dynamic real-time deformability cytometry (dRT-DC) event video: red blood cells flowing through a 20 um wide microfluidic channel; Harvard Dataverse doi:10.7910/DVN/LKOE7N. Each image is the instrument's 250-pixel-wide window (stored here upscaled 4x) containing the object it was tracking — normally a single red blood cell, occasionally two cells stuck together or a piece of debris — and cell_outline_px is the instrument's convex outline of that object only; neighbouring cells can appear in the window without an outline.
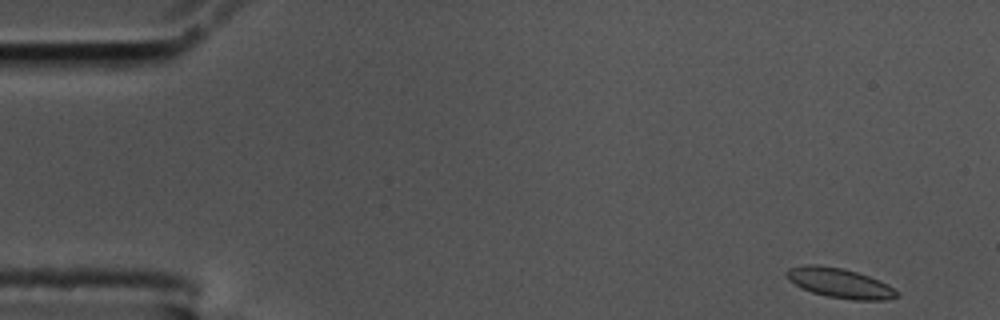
{"species": "common noctule bat (a hibernating species)", "species_latin": "Nyctalus noctula", "temperature_condition": "cold", "stored_images_in_passage": 56, "camera_frame_rate_fps": 3000, "um_per_image_px": 0.085, "animal": {"sex": "male", "body_mass_g": 17.5, "forearm_length_mm": 52.3}, "frame": {"image": 1, "passage_image": 1, "time_ms": 0.0, "image_size_px": [1000, 320], "cell_outline_px": [[900, 296], [884, 300], [852, 300], [828, 296], [812, 292], [788, 280], [784, 272], [788, 268], [804, 264], [816, 264], [844, 268], [880, 280], [888, 284], [900, 292]], "centroid_in_image_um": [71.4, 24.05], "position_along_channel_um": 13.6, "area_um2": 19.25}}
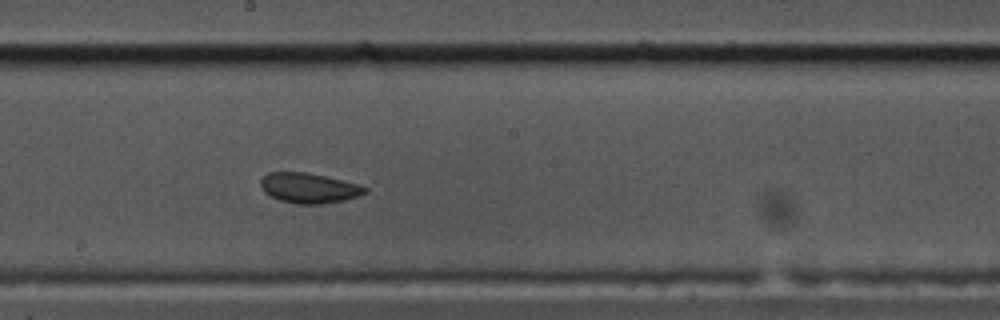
{"frame": {"image": 2, "passage_image": 29, "time_ms": 9.333, "image_size_px": [1000, 320], "cell_outline_px": [[368, 192], [360, 196], [344, 200], [320, 204], [296, 204], [280, 200], [264, 192], [260, 188], [260, 180], [268, 172], [304, 172], [324, 176], [356, 184], [368, 188]], "centroid_in_image_um": [26.24, 15.99], "position_along_channel_um": 222.0, "area_um2": 18.21}}
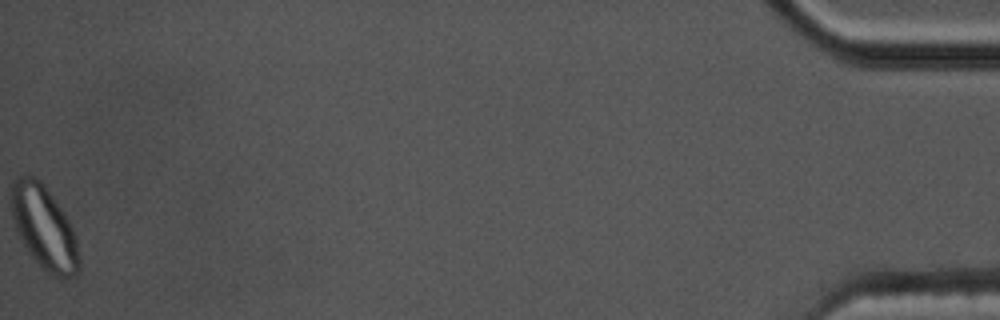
{"frame": {"image": 3, "passage_image": 56, "time_ms": 18.333, "image_size_px": [1000, 320], "cell_outline_px": [[80, 272], [76, 276], [68, 280], [52, 276], [28, 252], [16, 228], [12, 216], [12, 184], [16, 176], [20, 172], [36, 176], [44, 184], [68, 220], [72, 228], [76, 240], [80, 260]], "centroid_in_image_um": [3.77, 19.34], "position_along_channel_um": 431.4, "area_um2": 32.89}, "authors_computed_cell_mechanics": {"area_um2": 18.496, "velocity_mm_per_s": 3.4357, "shape_relaxation_time_tau1_ms": 3.2348, "shape_relaxation_time_tau2_ms": 1.066, "deformation_change_tau1": 0.0923, "deformation_change_tau2": 0.0654}}